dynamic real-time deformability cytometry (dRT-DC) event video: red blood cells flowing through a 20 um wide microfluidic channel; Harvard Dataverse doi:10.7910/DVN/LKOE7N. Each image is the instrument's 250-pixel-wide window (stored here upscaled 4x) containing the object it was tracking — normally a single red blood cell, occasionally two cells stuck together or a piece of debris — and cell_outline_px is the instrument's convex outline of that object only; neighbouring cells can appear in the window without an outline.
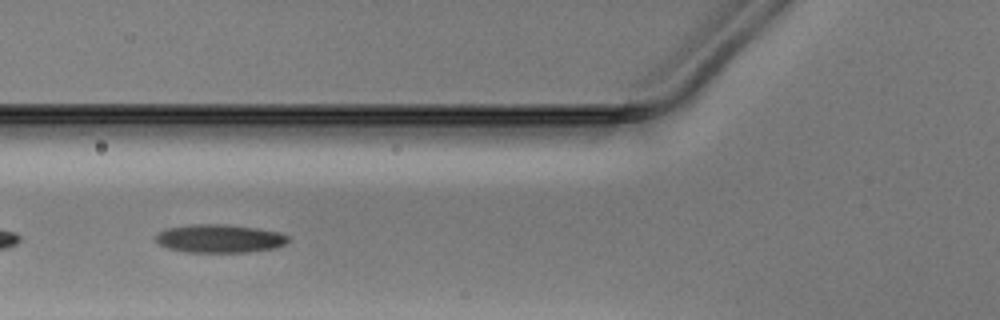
{"species": "Egyptian fruit bat (a non-hibernating species)", "species_latin": "Rousettus aegyptiacus", "temperature_condition": "warm", "stored_images_in_passage": 36, "camera_frame_rate_fps": 3000, "um_per_image_px": 0.085, "animal": {"sex": "male"}, "frame": {"image": 1, "passage_image": 12, "time_ms": 3.667, "image_size_px": [1000, 320], "cell_outline_px": [[288, 240], [284, 244], [272, 248], [244, 252], [188, 252], [164, 248], [156, 244], [156, 232], [164, 228], [192, 224], [228, 224], [256, 228], [280, 232], [288, 236]], "centroid_in_image_um": [18.56, 20.26], "position_along_channel_um": 107.2, "area_um2": 22.02}}
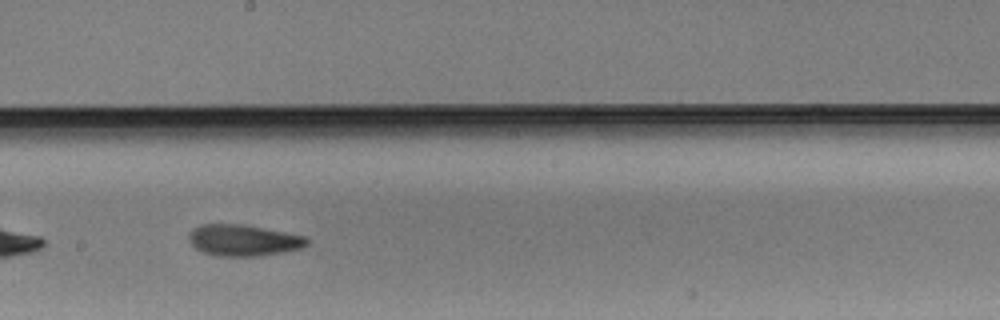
{"frame": {"image": 2, "passage_image": 21, "time_ms": 6.667, "image_size_px": [1000, 320], "cell_outline_px": [[308, 244], [304, 248], [284, 252], [260, 256], [216, 256], [204, 252], [196, 248], [192, 244], [188, 236], [188, 232], [192, 228], [200, 224], [244, 224], [308, 236]], "centroid_in_image_um": [20.72, 20.42], "position_along_channel_um": 227.5, "area_um2": 21.91}}
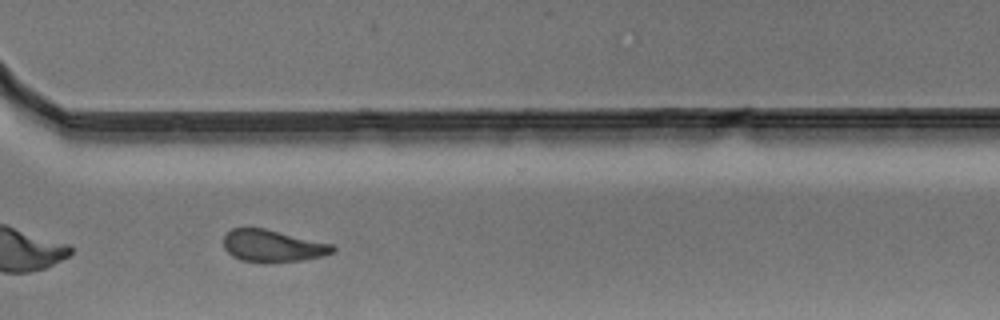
{"frame": {"image": 3, "passage_image": 30, "time_ms": 9.667, "image_size_px": [1000, 320], "cell_outline_px": [[336, 252], [324, 256], [304, 260], [240, 260], [232, 256], [224, 248], [224, 236], [232, 228], [264, 228], [336, 244]], "centroid_in_image_um": [23.26, 20.86], "position_along_channel_um": 347.3, "area_um2": 20.11}}